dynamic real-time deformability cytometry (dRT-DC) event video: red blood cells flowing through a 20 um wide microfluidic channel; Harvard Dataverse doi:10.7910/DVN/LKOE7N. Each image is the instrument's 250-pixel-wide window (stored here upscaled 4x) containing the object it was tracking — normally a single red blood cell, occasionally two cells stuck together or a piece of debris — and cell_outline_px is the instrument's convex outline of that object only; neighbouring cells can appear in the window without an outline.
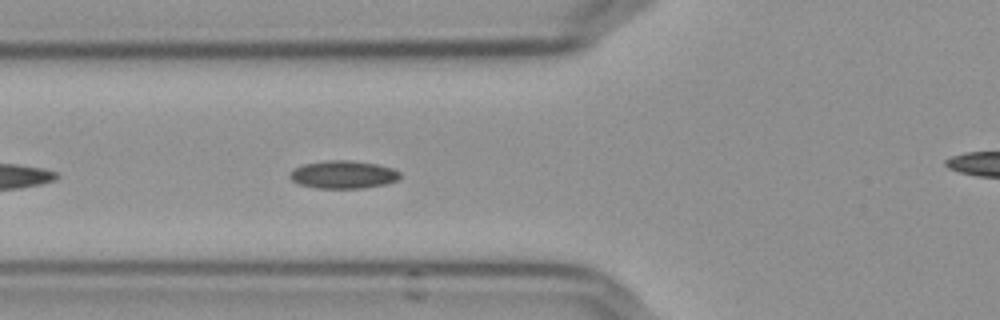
{"species": "Egyptian fruit bat (a non-hibernating species)", "species_latin": "Rousettus aegyptiacus", "temperature_condition": "cold", "stored_images_in_passage": 6, "segment_of_instrument_passage": [2, 2], "camera_frame_rate_fps": 3000, "um_per_image_px": 0.085, "frame": {"image": 1, "passage_image": 6, "time_ms": 1.667, "image_size_px": [1000, 320], "cell_outline_px": [[400, 176], [396, 180], [384, 184], [364, 188], [316, 188], [300, 184], [292, 180], [288, 176], [288, 172], [292, 168], [304, 164], [328, 160], [352, 160], [376, 164], [392, 168], [400, 172]], "centroid_in_image_um": [29.13, 14.83], "position_along_channel_um": 96.7, "area_um2": 17.92}}